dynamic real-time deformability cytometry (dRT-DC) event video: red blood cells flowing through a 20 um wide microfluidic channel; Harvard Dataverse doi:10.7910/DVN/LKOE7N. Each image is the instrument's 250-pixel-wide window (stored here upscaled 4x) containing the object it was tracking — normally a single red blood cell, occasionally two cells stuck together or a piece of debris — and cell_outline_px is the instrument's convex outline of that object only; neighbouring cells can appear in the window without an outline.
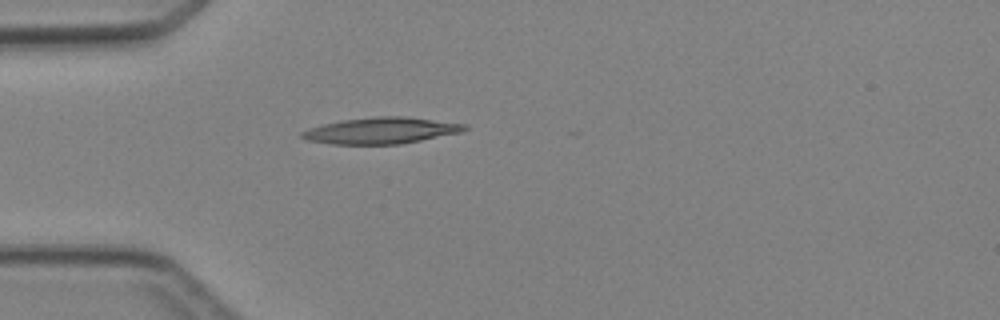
{"species": "Egyptian fruit bat (a non-hibernating species)", "species_latin": "Rousettus aegyptiacus", "temperature_condition": "cold", "stored_images_in_passage": 1, "camera_frame_rate_fps": 3000, "um_per_image_px": 0.085, "animal": {"sex": "female"}, "frame": {"image": 1, "passage_image": 1, "time_ms": 0.0, "image_size_px": [1000, 320], "cell_outline_px": [[468, 128], [460, 132], [400, 144], [332, 144], [304, 140], [300, 136], [300, 132], [308, 128], [324, 124], [344, 120], [372, 116], [404, 116], [468, 124]], "centroid_in_image_um": [32.36, 11.09], "position_along_channel_um": 52.6, "area_um2": 24.91}}